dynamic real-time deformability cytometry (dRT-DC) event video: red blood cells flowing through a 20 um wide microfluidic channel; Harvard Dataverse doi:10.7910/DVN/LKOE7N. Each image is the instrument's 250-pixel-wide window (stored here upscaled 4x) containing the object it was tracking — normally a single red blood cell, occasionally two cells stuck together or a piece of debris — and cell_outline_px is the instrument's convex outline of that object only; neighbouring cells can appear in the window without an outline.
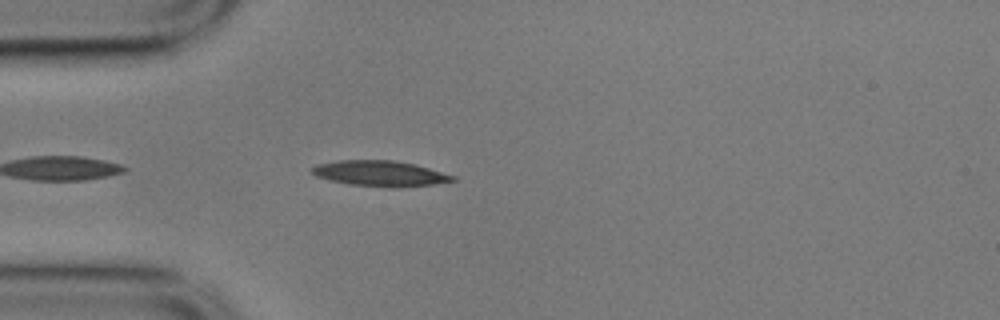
{"species": "common noctule bat (a hibernating species)", "species_latin": "Nyctalus noctula", "temperature_condition": "cold", "stored_images_in_passage": 28, "camera_frame_rate_fps": 3000, "um_per_image_px": 0.085, "animal": {"sex": "male", "body_mass_g": 17.9}, "frame": {"image": 1, "passage_image": 3, "time_ms": 0.667, "image_size_px": [1000, 320], "cell_outline_px": [[456, 180], [436, 184], [400, 188], [388, 188], [348, 184], [328, 180], [316, 176], [308, 168], [316, 164], [340, 160], [392, 160], [416, 164], [456, 176]], "centroid_in_image_um": [32.3, 14.75], "position_along_channel_um": 52.7, "area_um2": 21.39}}
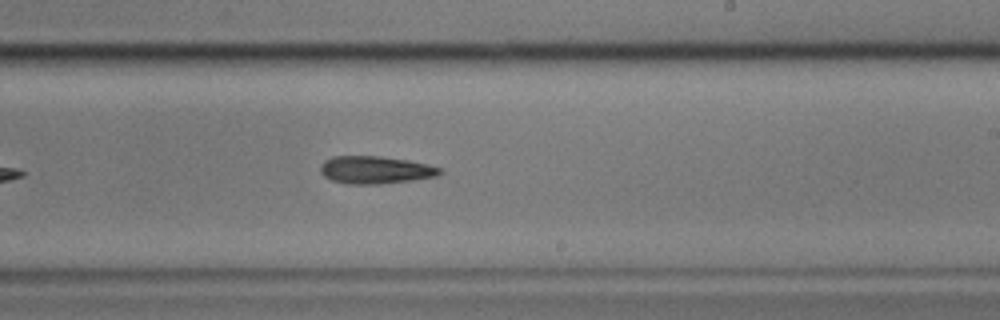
{"frame": {"image": 2, "passage_image": 21, "time_ms": 6.667, "image_size_px": [1000, 320], "cell_outline_px": [[444, 172], [436, 176], [412, 180], [380, 184], [344, 184], [332, 180], [324, 176], [320, 172], [320, 164], [324, 160], [332, 156], [380, 156], [408, 160], [428, 164], [440, 168]], "centroid_in_image_um": [31.88, 14.44], "position_along_channel_um": 257.1, "area_um2": 19.36}}
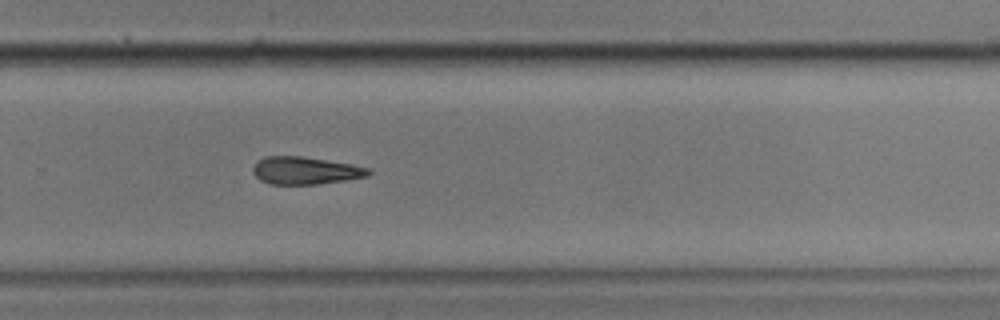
{"frame": {"image": 3, "passage_image": 25, "time_ms": 8.0, "image_size_px": [1000, 320], "cell_outline_px": [[372, 172], [368, 176], [344, 180], [316, 184], [272, 184], [260, 180], [252, 172], [252, 168], [256, 160], [264, 156], [304, 156], [348, 164], [368, 168]], "centroid_in_image_um": [25.89, 14.49], "position_along_channel_um": 303.9, "area_um2": 18.44}}